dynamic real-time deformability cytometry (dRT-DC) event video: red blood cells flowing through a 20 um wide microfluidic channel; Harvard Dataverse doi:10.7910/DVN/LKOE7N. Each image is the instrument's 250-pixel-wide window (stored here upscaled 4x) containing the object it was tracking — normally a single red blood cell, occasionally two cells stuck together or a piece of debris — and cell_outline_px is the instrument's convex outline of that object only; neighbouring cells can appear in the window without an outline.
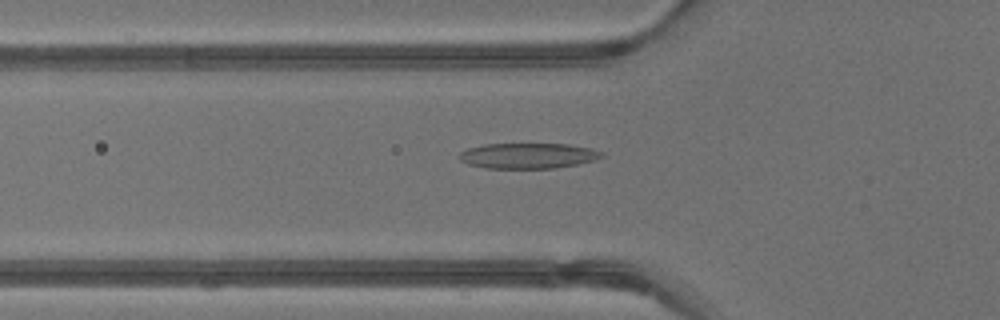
{"species": "common noctule bat (a hibernating species)", "species_latin": "Nyctalus noctula", "temperature_condition": "warm", "stored_images_in_passage": 35, "camera_frame_rate_fps": 3000, "um_per_image_px": 0.085, "animal": {"sex": "male", "body_mass_g": 13.3}, "frame": {"image": 1, "passage_image": 7, "time_ms": 2.0, "image_size_px": [1000, 320], "cell_outline_px": [[604, 156], [596, 160], [556, 168], [484, 168], [468, 164], [460, 160], [456, 156], [460, 152], [468, 148], [484, 144], [568, 144], [592, 148], [604, 152]], "centroid_in_image_um": [44.88, 13.23], "position_along_channel_um": 80.9, "area_um2": 21.33}}
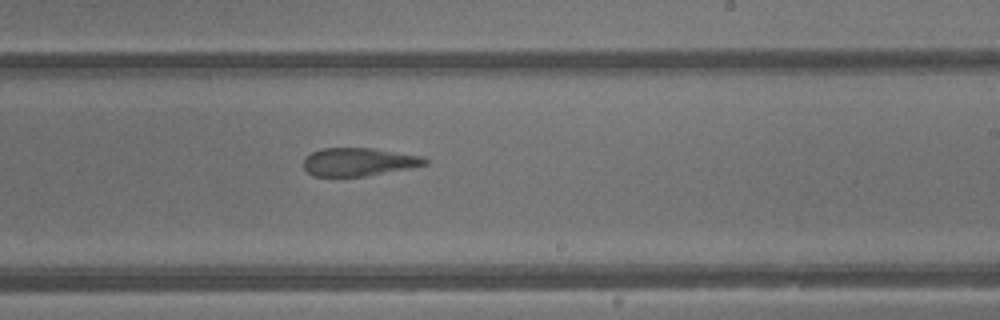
{"frame": {"image": 2, "passage_image": 18, "time_ms": 5.667, "image_size_px": [1000, 320], "cell_outline_px": [[428, 164], [408, 168], [364, 176], [312, 176], [304, 168], [304, 160], [312, 152], [324, 148], [372, 148], [424, 156], [428, 160]], "centroid_in_image_um": [30.51, 13.75], "position_along_channel_um": 258.5, "area_um2": 19.71}}
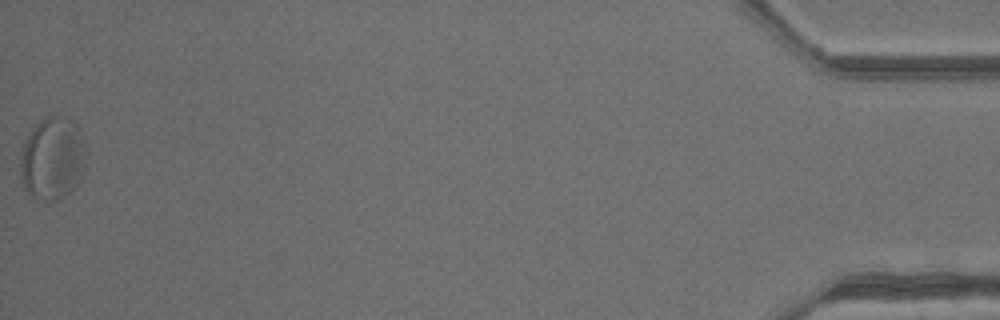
{"frame": {"image": 3, "passage_image": 35, "time_ms": 11.333, "image_size_px": [1000, 320], "cell_outline_px": [[88, 152], [76, 184], [68, 192], [56, 200], [36, 200], [24, 188], [20, 168], [20, 156], [24, 144], [32, 128], [36, 124], [48, 116], [60, 116], [72, 120], [80, 128], [88, 148]], "centroid_in_image_um": [4.48, 13.44], "position_along_channel_um": 430.7, "area_um2": 31.62}, "authors_computed_cell_mechanics": {"area_um2": 20.9814, "velocity_mm_per_s": 4.8279, "shape_relaxation_time_tau1_ms": 6.5738, "shape_relaxation_time_tau2_ms": 1.6133, "deformation_change_tau1": 0.2031, "deformation_change_tau2": 0.1094}}